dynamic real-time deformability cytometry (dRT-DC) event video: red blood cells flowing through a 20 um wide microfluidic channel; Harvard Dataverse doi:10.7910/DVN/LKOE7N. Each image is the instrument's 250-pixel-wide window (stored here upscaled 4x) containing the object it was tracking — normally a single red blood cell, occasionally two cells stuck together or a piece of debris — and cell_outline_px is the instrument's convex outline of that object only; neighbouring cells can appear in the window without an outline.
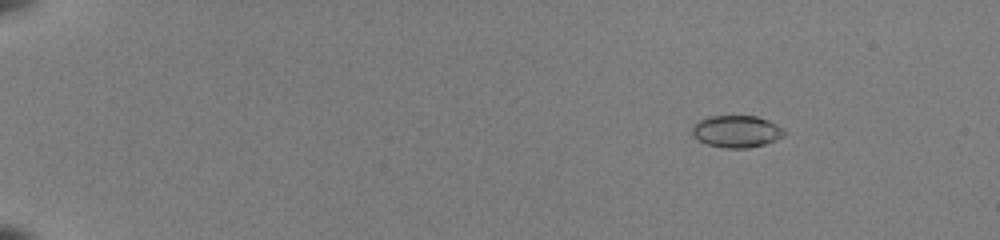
{"species": "common noctule bat (a hibernating species)", "species_latin": "Nyctalus noctula", "temperature_condition": "room temperature", "stored_images_in_passage": 54, "camera_frame_rate_fps": 3000, "um_per_image_px": 0.085, "animal": {"sex": "female", "body_mass_g": 22.0, "forearm_length_mm": 56.7}, "frame": {"image": 1, "passage_image": 9, "time_ms": 2.667, "image_size_px": [1000, 240], "cell_outline_px": [[784, 136], [776, 140], [764, 144], [748, 148], [724, 148], [708, 144], [696, 140], [692, 136], [692, 124], [708, 116], [756, 116], [768, 120], [776, 124], [784, 132]], "centroid_in_image_um": [62.55, 11.17], "position_along_channel_um": 22.4, "area_um2": 17.22}}
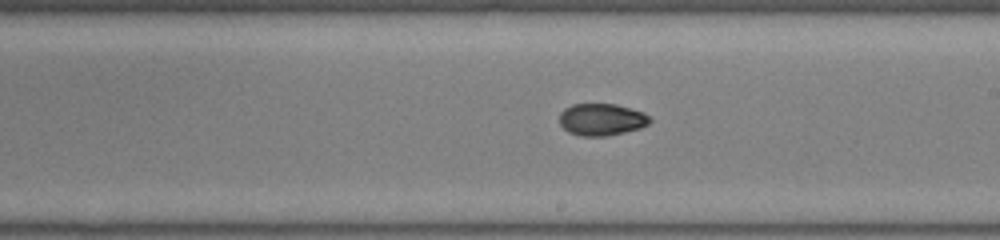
{"frame": {"image": 2, "passage_image": 35, "time_ms": 11.333, "image_size_px": [1000, 240], "cell_outline_px": [[652, 120], [648, 124], [640, 128], [608, 136], [580, 136], [568, 132], [560, 124], [560, 112], [564, 108], [572, 104], [616, 104], [644, 112]], "centroid_in_image_um": [51.13, 10.16], "position_along_channel_um": 237.9, "area_um2": 16.94}}
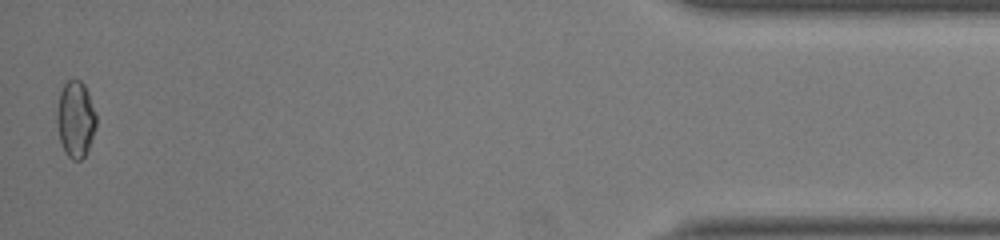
{"frame": {"image": 3, "passage_image": 54, "time_ms": 17.667, "image_size_px": [1000, 240], "cell_outline_px": [[96, 128], [88, 148], [84, 156], [80, 160], [72, 160], [68, 156], [60, 140], [56, 120], [56, 112], [60, 92], [64, 84], [68, 80], [80, 80], [84, 84], [88, 92], [96, 112]], "centroid_in_image_um": [6.43, 10.11], "position_along_channel_um": 428.8, "area_um2": 17.46}, "authors_computed_cell_mechanics": {"area_um2": 17.1377, "velocity_mm_per_s": 4.0373, "shape_relaxation_time_tau1_ms": 8.327, "shape_relaxation_time_tau2_ms": 2.0347, "deformation_change_tau1": 0.1968, "deformation_change_tau2": 0.0455}}